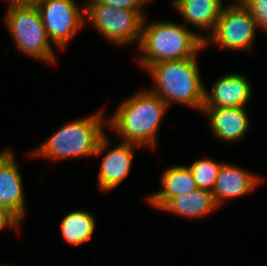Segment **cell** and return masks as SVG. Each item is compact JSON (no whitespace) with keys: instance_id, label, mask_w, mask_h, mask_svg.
Instances as JSON below:
<instances>
[{"instance_id":"cell-15","label":"cell","mask_w":267,"mask_h":266,"mask_svg":"<svg viewBox=\"0 0 267 266\" xmlns=\"http://www.w3.org/2000/svg\"><path fill=\"white\" fill-rule=\"evenodd\" d=\"M223 0H173V7L186 24L206 30L208 35L214 30L222 11ZM208 29V31H207Z\"/></svg>"},{"instance_id":"cell-11","label":"cell","mask_w":267,"mask_h":266,"mask_svg":"<svg viewBox=\"0 0 267 266\" xmlns=\"http://www.w3.org/2000/svg\"><path fill=\"white\" fill-rule=\"evenodd\" d=\"M246 107L202 108L213 135L223 142H238L248 132L250 118Z\"/></svg>"},{"instance_id":"cell-6","label":"cell","mask_w":267,"mask_h":266,"mask_svg":"<svg viewBox=\"0 0 267 266\" xmlns=\"http://www.w3.org/2000/svg\"><path fill=\"white\" fill-rule=\"evenodd\" d=\"M85 24L92 23L104 38L118 46L139 44L143 11L118 9L111 5H85Z\"/></svg>"},{"instance_id":"cell-4","label":"cell","mask_w":267,"mask_h":266,"mask_svg":"<svg viewBox=\"0 0 267 266\" xmlns=\"http://www.w3.org/2000/svg\"><path fill=\"white\" fill-rule=\"evenodd\" d=\"M197 56L152 64L146 69L155 82L149 90L158 95L168 108L177 102L202 111L206 87L200 77Z\"/></svg>"},{"instance_id":"cell-5","label":"cell","mask_w":267,"mask_h":266,"mask_svg":"<svg viewBox=\"0 0 267 266\" xmlns=\"http://www.w3.org/2000/svg\"><path fill=\"white\" fill-rule=\"evenodd\" d=\"M5 24L19 51L45 64H55V50L36 6L7 7Z\"/></svg>"},{"instance_id":"cell-7","label":"cell","mask_w":267,"mask_h":266,"mask_svg":"<svg viewBox=\"0 0 267 266\" xmlns=\"http://www.w3.org/2000/svg\"><path fill=\"white\" fill-rule=\"evenodd\" d=\"M224 5L214 30L204 35V47L214 43L228 50H252L257 23L240 0Z\"/></svg>"},{"instance_id":"cell-19","label":"cell","mask_w":267,"mask_h":266,"mask_svg":"<svg viewBox=\"0 0 267 266\" xmlns=\"http://www.w3.org/2000/svg\"><path fill=\"white\" fill-rule=\"evenodd\" d=\"M255 19L258 29L267 34V0H240Z\"/></svg>"},{"instance_id":"cell-13","label":"cell","mask_w":267,"mask_h":266,"mask_svg":"<svg viewBox=\"0 0 267 266\" xmlns=\"http://www.w3.org/2000/svg\"><path fill=\"white\" fill-rule=\"evenodd\" d=\"M262 179L236 165L224 163L212 190L217 207L226 199L237 198L254 190Z\"/></svg>"},{"instance_id":"cell-9","label":"cell","mask_w":267,"mask_h":266,"mask_svg":"<svg viewBox=\"0 0 267 266\" xmlns=\"http://www.w3.org/2000/svg\"><path fill=\"white\" fill-rule=\"evenodd\" d=\"M17 163L12 150L0 152V206L8 209L22 222L26 203L23 178Z\"/></svg>"},{"instance_id":"cell-1","label":"cell","mask_w":267,"mask_h":266,"mask_svg":"<svg viewBox=\"0 0 267 266\" xmlns=\"http://www.w3.org/2000/svg\"><path fill=\"white\" fill-rule=\"evenodd\" d=\"M99 110L88 117L65 123L48 140L29 152V156L60 161L70 157H90L101 155L109 147L110 141L104 133L107 119Z\"/></svg>"},{"instance_id":"cell-22","label":"cell","mask_w":267,"mask_h":266,"mask_svg":"<svg viewBox=\"0 0 267 266\" xmlns=\"http://www.w3.org/2000/svg\"><path fill=\"white\" fill-rule=\"evenodd\" d=\"M9 7L36 6L38 0H4Z\"/></svg>"},{"instance_id":"cell-17","label":"cell","mask_w":267,"mask_h":266,"mask_svg":"<svg viewBox=\"0 0 267 266\" xmlns=\"http://www.w3.org/2000/svg\"><path fill=\"white\" fill-rule=\"evenodd\" d=\"M96 220L93 214L85 210L68 213L61 221V236L70 245L86 243L93 235Z\"/></svg>"},{"instance_id":"cell-2","label":"cell","mask_w":267,"mask_h":266,"mask_svg":"<svg viewBox=\"0 0 267 266\" xmlns=\"http://www.w3.org/2000/svg\"><path fill=\"white\" fill-rule=\"evenodd\" d=\"M166 103L149 89H142L124 100L107 125L117 132L123 142L139 146L156 147L157 133L164 114Z\"/></svg>"},{"instance_id":"cell-12","label":"cell","mask_w":267,"mask_h":266,"mask_svg":"<svg viewBox=\"0 0 267 266\" xmlns=\"http://www.w3.org/2000/svg\"><path fill=\"white\" fill-rule=\"evenodd\" d=\"M139 145L121 142L105 153L98 172V187L101 191L114 190L129 175L134 148Z\"/></svg>"},{"instance_id":"cell-10","label":"cell","mask_w":267,"mask_h":266,"mask_svg":"<svg viewBox=\"0 0 267 266\" xmlns=\"http://www.w3.org/2000/svg\"><path fill=\"white\" fill-rule=\"evenodd\" d=\"M250 81L243 74L231 73L218 78L208 91L203 108L245 107L252 96Z\"/></svg>"},{"instance_id":"cell-18","label":"cell","mask_w":267,"mask_h":266,"mask_svg":"<svg viewBox=\"0 0 267 266\" xmlns=\"http://www.w3.org/2000/svg\"><path fill=\"white\" fill-rule=\"evenodd\" d=\"M222 165L223 163L213 159H198L188 167L192 172L197 188L212 192Z\"/></svg>"},{"instance_id":"cell-21","label":"cell","mask_w":267,"mask_h":266,"mask_svg":"<svg viewBox=\"0 0 267 266\" xmlns=\"http://www.w3.org/2000/svg\"><path fill=\"white\" fill-rule=\"evenodd\" d=\"M20 220L8 209L0 206V230L5 228H17L20 225Z\"/></svg>"},{"instance_id":"cell-16","label":"cell","mask_w":267,"mask_h":266,"mask_svg":"<svg viewBox=\"0 0 267 266\" xmlns=\"http://www.w3.org/2000/svg\"><path fill=\"white\" fill-rule=\"evenodd\" d=\"M211 191L196 189L188 194L172 198L161 210L186 218H203L216 210Z\"/></svg>"},{"instance_id":"cell-20","label":"cell","mask_w":267,"mask_h":266,"mask_svg":"<svg viewBox=\"0 0 267 266\" xmlns=\"http://www.w3.org/2000/svg\"><path fill=\"white\" fill-rule=\"evenodd\" d=\"M85 5H111L118 9H127L132 11H142L148 4L145 0H87Z\"/></svg>"},{"instance_id":"cell-3","label":"cell","mask_w":267,"mask_h":266,"mask_svg":"<svg viewBox=\"0 0 267 266\" xmlns=\"http://www.w3.org/2000/svg\"><path fill=\"white\" fill-rule=\"evenodd\" d=\"M200 33L175 22L155 21L146 23L144 18L138 49L143 53L140 65L146 70L152 64L183 60L198 55L205 48Z\"/></svg>"},{"instance_id":"cell-14","label":"cell","mask_w":267,"mask_h":266,"mask_svg":"<svg viewBox=\"0 0 267 266\" xmlns=\"http://www.w3.org/2000/svg\"><path fill=\"white\" fill-rule=\"evenodd\" d=\"M161 189L149 195L150 205L161 210L172 198L188 194L196 189V183L187 165L168 167L160 177Z\"/></svg>"},{"instance_id":"cell-8","label":"cell","mask_w":267,"mask_h":266,"mask_svg":"<svg viewBox=\"0 0 267 266\" xmlns=\"http://www.w3.org/2000/svg\"><path fill=\"white\" fill-rule=\"evenodd\" d=\"M42 23L49 40L64 50L82 27H85V5L76 0H38Z\"/></svg>"}]
</instances>
